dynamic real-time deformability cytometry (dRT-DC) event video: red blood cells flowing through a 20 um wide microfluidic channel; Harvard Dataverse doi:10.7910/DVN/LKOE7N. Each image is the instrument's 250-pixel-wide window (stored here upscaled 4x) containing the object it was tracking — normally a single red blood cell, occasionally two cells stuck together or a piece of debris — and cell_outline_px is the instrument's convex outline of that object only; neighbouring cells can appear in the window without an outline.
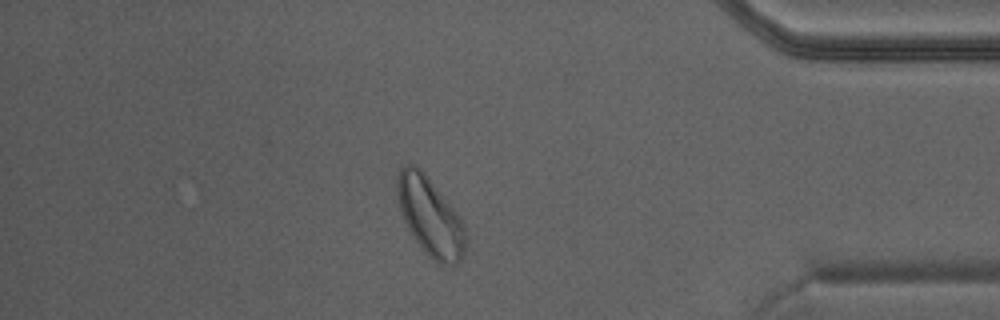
{"species": "Egyptian fruit bat (a non-hibernating species)", "species_latin": "Rousettus aegyptiacus", "temperature_condition": "warm", "stored_images_in_passage": 38, "camera_frame_rate_fps": 3000, "um_per_image_px": 0.085, "animal": {"sex": "male"}, "frame": {"image": 1, "passage_image": 33, "time_ms": 10.667, "image_size_px": [1000, 320], "cell_outline_px": [[468, 240], [464, 256], [452, 268], [440, 264], [432, 260], [428, 256], [416, 240], [408, 228], [400, 212], [396, 192], [396, 180], [400, 168], [404, 164], [416, 164], [428, 176], [456, 212], [464, 224]], "centroid_in_image_um": [36.58, 18.43], "position_along_channel_um": 398.6, "area_um2": 31.79}}